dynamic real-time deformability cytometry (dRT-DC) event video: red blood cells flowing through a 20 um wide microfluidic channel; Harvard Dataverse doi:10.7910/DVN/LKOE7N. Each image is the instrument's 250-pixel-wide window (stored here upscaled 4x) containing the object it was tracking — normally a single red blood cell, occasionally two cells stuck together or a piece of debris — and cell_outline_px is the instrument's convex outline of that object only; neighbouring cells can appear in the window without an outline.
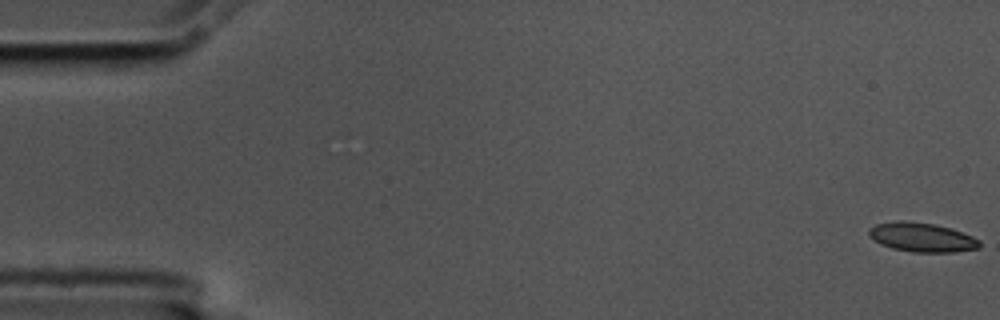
{"species": "common noctule bat (a hibernating species)", "species_latin": "Nyctalus noctula", "temperature_condition": "cold", "stored_images_in_passage": 6, "camera_frame_rate_fps": 3000, "um_per_image_px": 0.085, "animal": {"sex": "male", "body_mass_g": 17.5, "forearm_length_mm": 52.3}, "frame": {"image": 1, "passage_image": 1, "time_ms": 0.0, "image_size_px": [1000, 320], "cell_outline_px": [[980, 248], [952, 252], [912, 252], [892, 248], [880, 244], [868, 236], [868, 228], [876, 224], [900, 220], [904, 220], [936, 224], [972, 236], [980, 240]], "centroid_in_image_um": [78.32, 20.17], "position_along_channel_um": 6.7, "area_um2": 18.84}}
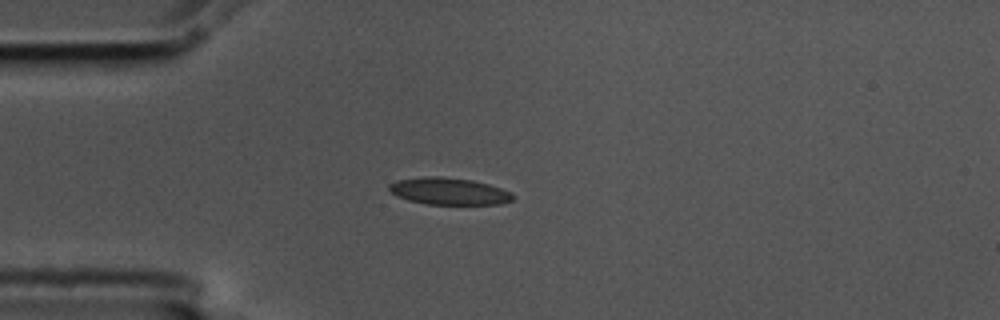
{"frame": {"image": 2, "passage_image": 5, "time_ms": 1.333, "image_size_px": [1000, 320], "cell_outline_px": [[516, 196], [512, 200], [500, 204], [428, 204], [408, 200], [396, 196], [388, 188], [388, 184], [396, 180], [428, 176], [440, 176], [472, 180], [488, 184], [512, 192]], "centroid_in_image_um": [38.16, 16.25], "position_along_channel_um": 46.8, "area_um2": 19.48}}